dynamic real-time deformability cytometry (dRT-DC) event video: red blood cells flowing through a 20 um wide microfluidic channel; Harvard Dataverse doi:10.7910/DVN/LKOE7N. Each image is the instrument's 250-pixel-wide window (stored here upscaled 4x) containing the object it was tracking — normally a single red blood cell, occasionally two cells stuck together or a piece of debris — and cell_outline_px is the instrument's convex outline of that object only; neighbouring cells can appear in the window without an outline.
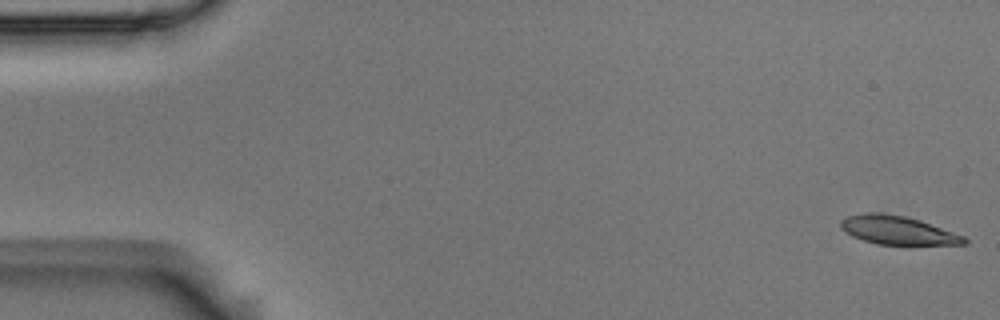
{"species": "Egyptian fruit bat (a non-hibernating species)", "species_latin": "Rousettus aegyptiacus", "temperature_condition": "room temperature", "stored_images_in_passage": 6, "camera_frame_rate_fps": 3000, "um_per_image_px": 0.085, "animal": {"sex": "male"}, "frame": {"image": 1, "passage_image": 1, "time_ms": 0.0, "image_size_px": [1000, 320], "cell_outline_px": [[968, 244], [876, 244], [852, 236], [840, 228], [840, 220], [848, 216], [868, 212], [880, 212], [904, 216], [920, 220], [964, 236], [968, 240]], "centroid_in_image_um": [76.28, 19.56], "position_along_channel_um": 8.7, "area_um2": 20.35}}
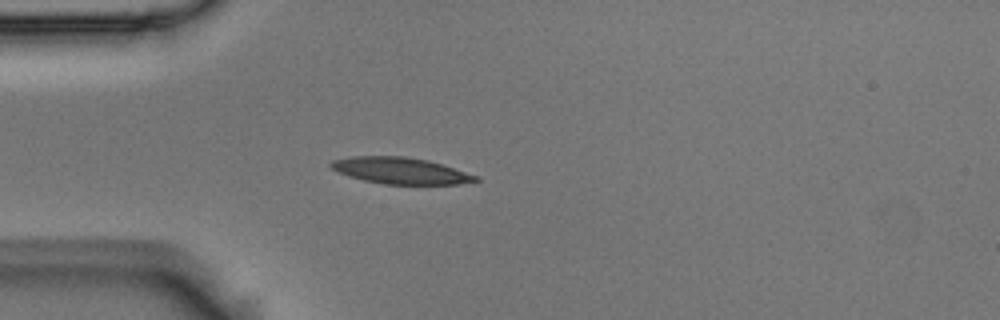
{"frame": {"image": 2, "passage_image": 5, "time_ms": 1.333, "image_size_px": [1000, 320], "cell_outline_px": [[480, 180], [460, 184], [384, 184], [364, 180], [348, 176], [336, 172], [328, 164], [332, 160], [352, 156], [404, 156], [428, 160], [480, 176]], "centroid_in_image_um": [34.03, 14.5], "position_along_channel_um": 51.0, "area_um2": 22.37}}